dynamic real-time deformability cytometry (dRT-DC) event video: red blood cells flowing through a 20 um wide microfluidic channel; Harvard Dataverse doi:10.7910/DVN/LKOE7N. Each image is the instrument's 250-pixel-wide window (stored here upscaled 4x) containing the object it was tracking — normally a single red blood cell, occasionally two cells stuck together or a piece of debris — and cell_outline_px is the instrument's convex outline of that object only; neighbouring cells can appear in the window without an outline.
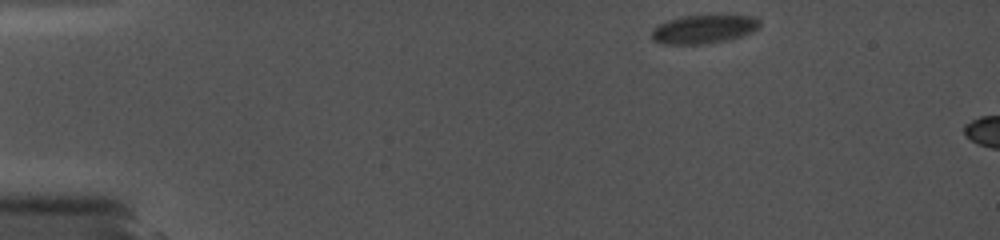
{"species": "common noctule bat (a hibernating species)", "species_latin": "Nyctalus noctula", "temperature_condition": "cold", "stored_images_in_passage": 7, "camera_frame_rate_fps": 5000, "um_per_image_px": 0.085, "animal": {"sex": "female", "body_mass_g": 19.0, "forearm_length_mm": 56.7}, "frame": {"image": 1, "passage_image": 1, "time_ms": 0.0, "image_size_px": [1000, 240], "cell_outline_px": [[760, 28], [752, 32], [728, 40], [700, 44], [660, 44], [652, 40], [652, 28], [668, 20], [684, 16], [756, 16], [760, 20]], "centroid_in_image_um": [59.81, 2.49], "position_along_channel_um": 25.2, "area_um2": 17.92}}